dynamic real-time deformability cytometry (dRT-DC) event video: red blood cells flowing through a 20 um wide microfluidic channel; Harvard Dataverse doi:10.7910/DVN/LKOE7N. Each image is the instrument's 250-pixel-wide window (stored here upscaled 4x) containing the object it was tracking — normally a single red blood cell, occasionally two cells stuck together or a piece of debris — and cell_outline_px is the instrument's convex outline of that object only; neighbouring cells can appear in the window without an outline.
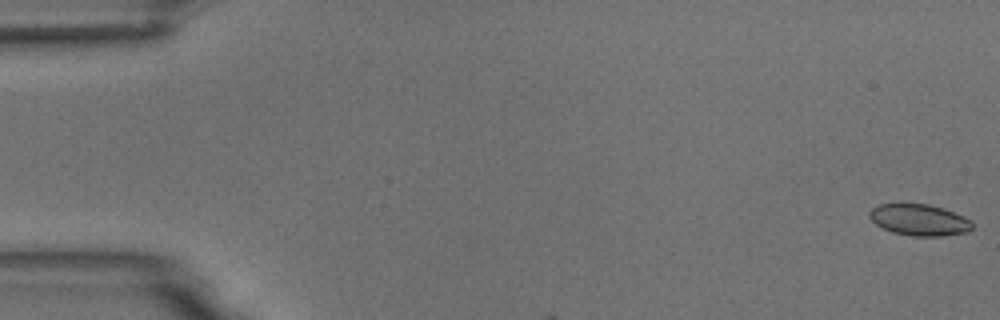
{"species": "common noctule bat (a hibernating species)", "species_latin": "Nyctalus noctula", "temperature_condition": "room temperature", "stored_images_in_passage": 3, "camera_frame_rate_fps": 3000, "um_per_image_px": 0.085, "animal": {"sex": "male", "body_mass_g": 18.8}, "frame": {"image": 1, "passage_image": 1, "time_ms": 0.0, "image_size_px": [1000, 320], "cell_outline_px": [[972, 228], [968, 232], [940, 236], [912, 236], [892, 232], [876, 224], [868, 216], [868, 212], [872, 208], [880, 204], [900, 200], [928, 204], [944, 208], [964, 216], [972, 220]], "centroid_in_image_um": [78.11, 18.64], "position_along_channel_um": 6.9, "area_um2": 19.54}}